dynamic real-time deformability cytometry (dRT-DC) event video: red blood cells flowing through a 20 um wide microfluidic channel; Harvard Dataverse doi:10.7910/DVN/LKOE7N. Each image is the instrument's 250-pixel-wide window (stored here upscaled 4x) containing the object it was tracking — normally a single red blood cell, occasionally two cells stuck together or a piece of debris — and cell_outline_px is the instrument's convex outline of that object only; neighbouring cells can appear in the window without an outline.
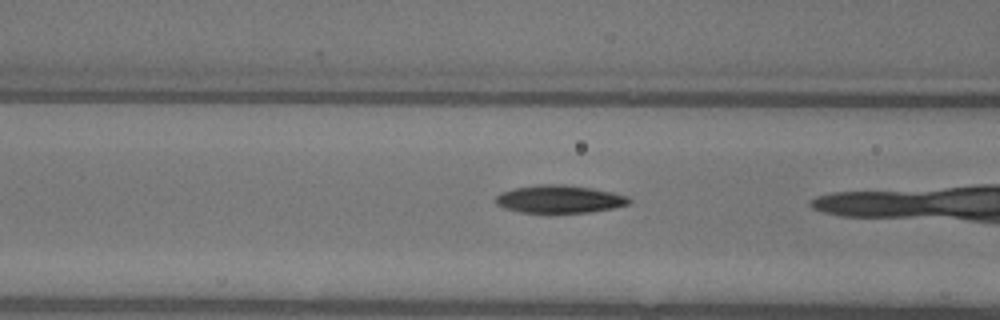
{"species": "common noctule bat (a hibernating species)", "species_latin": "Nyctalus noctula", "temperature_condition": "warm", "stored_images_in_passage": 13, "camera_frame_rate_fps": 3000, "um_per_image_px": 0.085, "animal": {"sex": "female"}, "frame": {"image": 1, "passage_image": 12, "time_ms": 3.667, "image_size_px": [1000, 320], "cell_outline_px": [[632, 200], [628, 204], [612, 208], [592, 212], [520, 212], [504, 208], [496, 204], [496, 196], [500, 192], [512, 188], [536, 184], [564, 184], [592, 188], [612, 192], [628, 196]], "centroid_in_image_um": [47.53, 16.91], "position_along_channel_um": 119.1, "area_um2": 21.68}}